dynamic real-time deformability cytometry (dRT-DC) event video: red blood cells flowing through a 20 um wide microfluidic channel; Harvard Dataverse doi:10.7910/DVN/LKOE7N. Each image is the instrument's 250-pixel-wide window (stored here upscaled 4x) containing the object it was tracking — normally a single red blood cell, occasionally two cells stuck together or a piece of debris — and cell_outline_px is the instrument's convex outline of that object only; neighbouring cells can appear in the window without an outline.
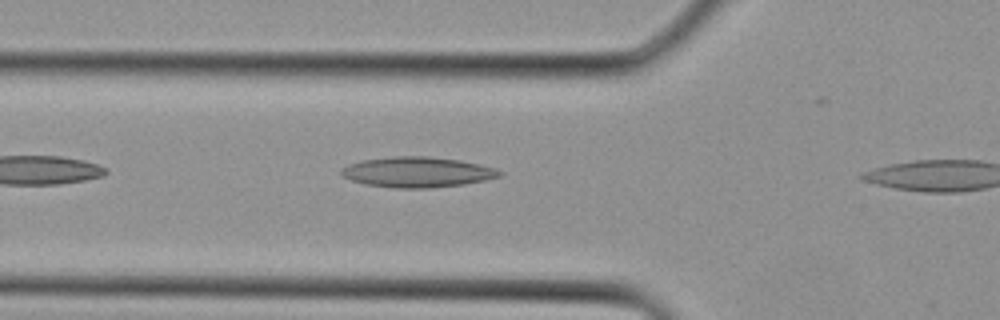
{"species": "Egyptian fruit bat (a non-hibernating species)", "species_latin": "Rousettus aegyptiacus", "temperature_condition": "cold", "stored_images_in_passage": 4, "camera_frame_rate_fps": 3000, "um_per_image_px": 0.085, "animal": {"sex": "female"}, "frame": {"image": 1, "passage_image": 3, "time_ms": 0.667, "image_size_px": [1000, 320], "cell_outline_px": [[504, 172], [500, 176], [484, 180], [464, 184], [428, 188], [396, 188], [364, 184], [352, 180], [344, 176], [340, 172], [340, 168], [348, 164], [360, 160], [392, 156], [428, 156], [460, 160], [480, 164], [496, 168]], "centroid_in_image_um": [35.46, 14.62], "position_along_channel_um": 90.3, "area_um2": 28.15}}